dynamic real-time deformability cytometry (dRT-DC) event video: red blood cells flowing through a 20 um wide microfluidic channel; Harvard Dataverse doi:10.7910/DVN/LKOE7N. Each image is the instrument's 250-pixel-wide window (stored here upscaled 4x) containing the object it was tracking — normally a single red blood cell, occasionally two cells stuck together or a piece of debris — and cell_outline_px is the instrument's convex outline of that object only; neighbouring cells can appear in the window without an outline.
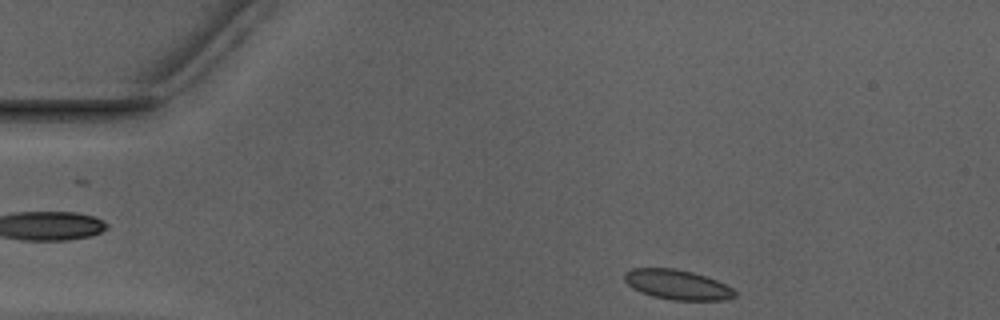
{"species": "Egyptian fruit bat (a non-hibernating species)", "species_latin": "Rousettus aegyptiacus", "temperature_condition": "warm", "stored_images_in_passage": 44, "camera_frame_rate_fps": 3000, "um_per_image_px": 0.085, "animal": {"sex": "male"}, "frame": {"image": 1, "passage_image": 1, "time_ms": 0.0, "image_size_px": [1000, 320], "cell_outline_px": [[736, 296], [724, 300], [672, 300], [652, 296], [640, 292], [632, 288], [624, 280], [624, 272], [632, 268], [672, 268], [692, 272], [716, 280], [732, 288], [736, 292]], "centroid_in_image_um": [57.54, 24.2], "position_along_channel_um": 27.5, "area_um2": 19.13}}
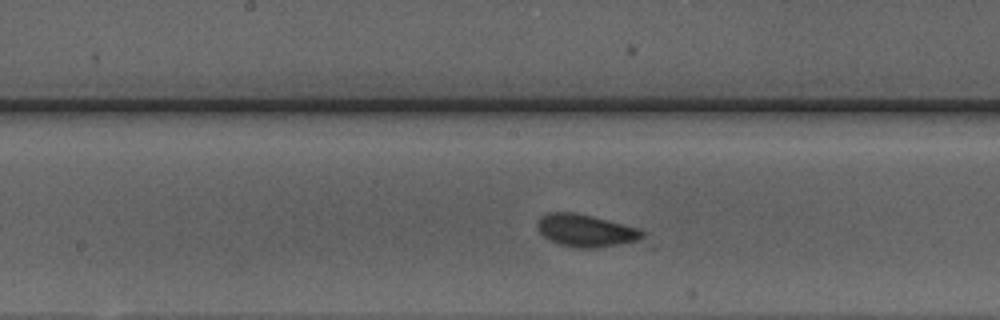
{"frame": {"image": 2, "passage_image": 19, "time_ms": 6.0, "image_size_px": [1000, 320], "cell_outline_px": [[644, 236], [636, 240], [596, 248], [576, 248], [560, 244], [548, 240], [536, 228], [536, 224], [540, 216], [548, 212], [572, 212], [592, 216], [640, 228], [644, 232]], "centroid_in_image_um": [49.73, 19.58], "position_along_channel_um": 198.5, "area_um2": 19.77}}
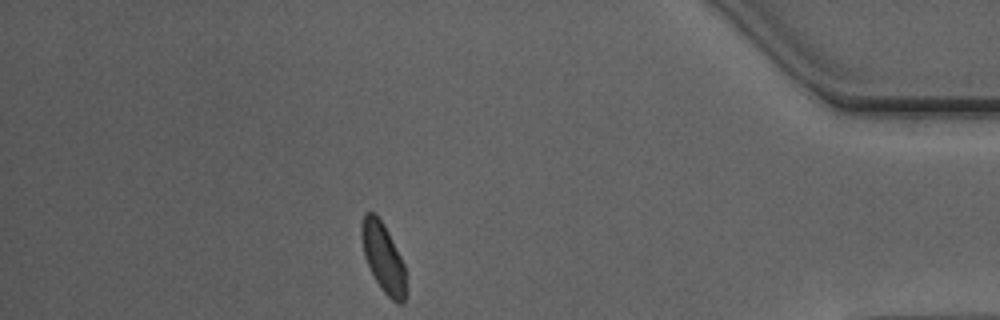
{"frame": {"image": 3, "passage_image": 38, "time_ms": 12.333, "image_size_px": [1000, 320], "cell_outline_px": [[408, 292], [404, 304], [396, 304], [384, 292], [376, 280], [364, 256], [360, 236], [360, 224], [364, 216], [368, 212], [376, 212], [384, 224], [404, 264], [408, 288]], "centroid_in_image_um": [32.6, 21.93], "position_along_channel_um": 402.6, "area_um2": 18.26}, "authors_computed_cell_mechanics": {"area_um2": 18.6983, "velocity_mm_per_s": 3.9241, "shape_relaxation_time_tau1_ms": 2.1996, "shape_relaxation_time_tau2_ms": 1.5602, "deformation_change_tau1": 0.0649, "deformation_change_tau2": 0.0589}}